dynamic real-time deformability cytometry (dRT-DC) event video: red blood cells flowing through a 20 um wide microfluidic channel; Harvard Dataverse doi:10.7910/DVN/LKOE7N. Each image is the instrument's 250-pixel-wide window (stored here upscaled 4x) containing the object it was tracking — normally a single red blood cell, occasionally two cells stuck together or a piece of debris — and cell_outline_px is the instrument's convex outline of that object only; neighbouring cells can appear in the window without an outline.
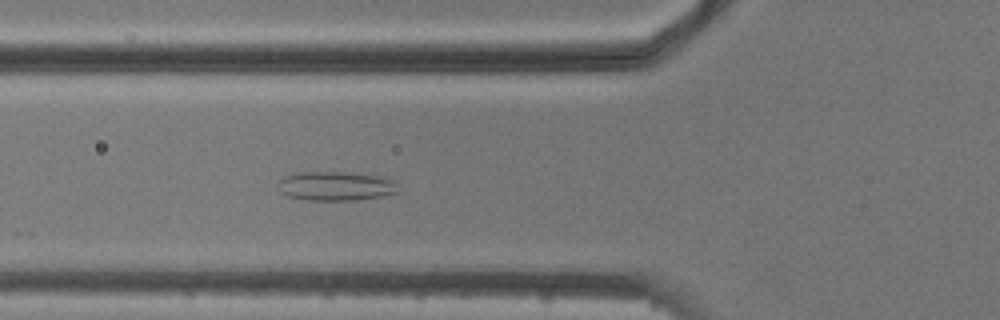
{"species": "common noctule bat (a hibernating species)", "species_latin": "Nyctalus noctula", "temperature_condition": "cold", "stored_images_in_passage": 4, "camera_frame_rate_fps": 3000, "um_per_image_px": 0.085, "animal": {"sex": "male", "body_mass_g": 20.5, "forearm_length_mm": 52.5}, "frame": {"image": 1, "passage_image": 4, "time_ms": 4.667, "image_size_px": [1000, 320], "cell_outline_px": [[396, 192], [384, 196], [356, 200], [304, 200], [288, 196], [280, 192], [276, 188], [276, 184], [280, 180], [288, 176], [300, 172], [352, 172], [380, 176], [392, 180]], "centroid_in_image_um": [28.47, 15.82], "position_along_channel_um": 97.3, "area_um2": 20.35}}